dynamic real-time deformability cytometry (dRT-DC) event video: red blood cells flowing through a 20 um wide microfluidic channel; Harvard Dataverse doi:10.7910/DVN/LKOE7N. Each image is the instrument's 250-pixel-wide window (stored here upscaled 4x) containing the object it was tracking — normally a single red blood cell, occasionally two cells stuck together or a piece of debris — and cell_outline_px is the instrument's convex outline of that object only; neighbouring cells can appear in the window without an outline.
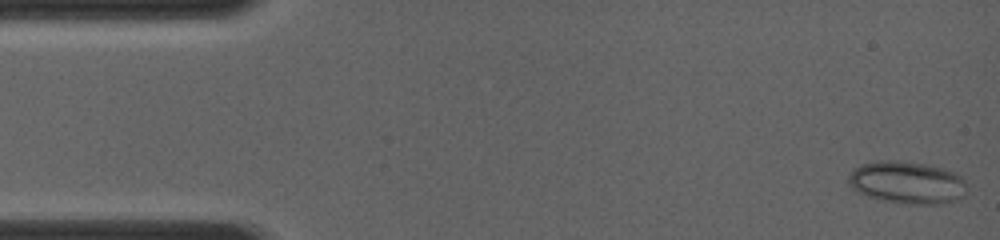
{"species": "common noctule bat (a hibernating species)", "species_latin": "Nyctalus noctula", "temperature_condition": "room temperature", "stored_images_in_passage": 60, "camera_frame_rate_fps": 4000, "um_per_image_px": 0.085, "animal": {"sex": "female", "body_mass_g": 19.0, "forearm_length_mm": 56.7}, "frame": {"image": 1, "passage_image": 1, "time_ms": 0.0, "image_size_px": [1000, 240], "cell_outline_px": [[968, 184], [964, 196], [960, 200], [944, 204], [904, 204], [884, 200], [868, 196], [852, 188], [848, 184], [848, 176], [860, 164], [880, 160], [896, 160], [924, 164], [944, 168], [956, 172], [964, 176]], "centroid_in_image_um": [77.19, 15.52], "position_along_channel_um": 7.8, "area_um2": 29.77}}
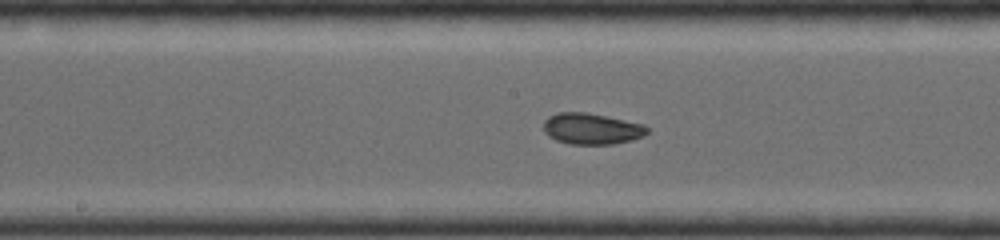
{"frame": {"image": 2, "passage_image": 35, "time_ms": 6.75, "image_size_px": [1000, 240], "cell_outline_px": [[648, 132], [644, 136], [632, 140], [612, 144], [568, 144], [556, 140], [548, 136], [544, 132], [544, 120], [548, 116], [556, 112], [588, 112], [608, 116], [644, 124], [648, 128]], "centroid_in_image_um": [50.28, 10.93], "position_along_channel_um": 197.9, "area_um2": 19.07}}
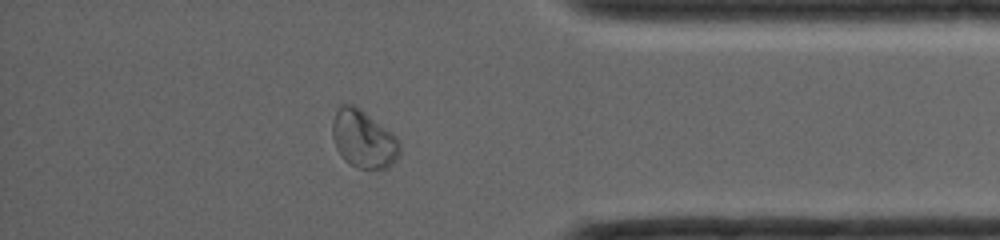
{"frame": {"image": 3, "passage_image": 51, "time_ms": 11.5, "image_size_px": [1000, 240], "cell_outline_px": [[400, 152], [396, 160], [388, 168], [356, 168], [348, 164], [344, 160], [336, 148], [332, 136], [332, 120], [340, 104], [356, 104], [392, 132], [400, 140]], "centroid_in_image_um": [30.89, 11.8], "position_along_channel_um": 404.3, "area_um2": 23.06}}